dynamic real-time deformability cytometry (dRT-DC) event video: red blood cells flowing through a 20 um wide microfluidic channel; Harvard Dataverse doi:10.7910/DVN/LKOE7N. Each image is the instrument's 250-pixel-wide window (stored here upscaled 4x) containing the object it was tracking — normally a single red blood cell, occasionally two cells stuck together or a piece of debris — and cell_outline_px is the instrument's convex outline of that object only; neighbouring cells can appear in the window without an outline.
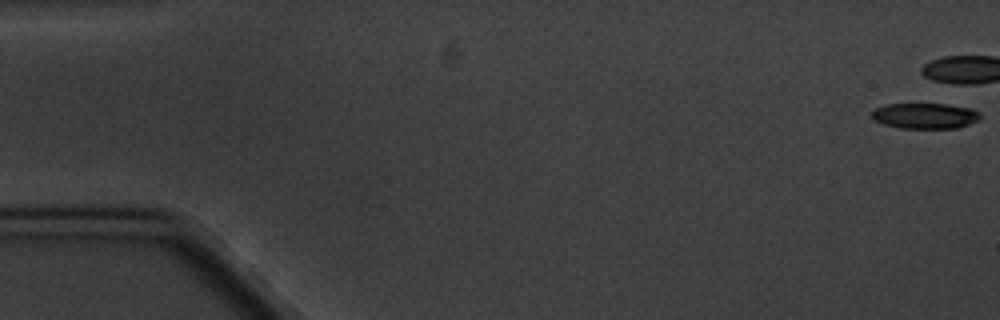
{"species": "common noctule bat (a hibernating species)", "species_latin": "Nyctalus noctula", "temperature_condition": "cold", "stored_images_in_passage": 5, "camera_frame_rate_fps": 3000, "um_per_image_px": 0.085, "animal": {"sex": "male", "body_mass_g": 20.1, "forearm_length_mm": 53.5}, "frame": {"image": 1, "passage_image": 1, "time_ms": 0.0, "image_size_px": [1000, 320], "cell_outline_px": [[980, 120], [956, 128], [900, 128], [884, 124], [876, 120], [872, 116], [872, 112], [876, 108], [888, 104], [944, 104], [972, 108], [980, 112]], "centroid_in_image_um": [78.67, 9.84], "position_along_channel_um": 6.3, "area_um2": 16.07}}